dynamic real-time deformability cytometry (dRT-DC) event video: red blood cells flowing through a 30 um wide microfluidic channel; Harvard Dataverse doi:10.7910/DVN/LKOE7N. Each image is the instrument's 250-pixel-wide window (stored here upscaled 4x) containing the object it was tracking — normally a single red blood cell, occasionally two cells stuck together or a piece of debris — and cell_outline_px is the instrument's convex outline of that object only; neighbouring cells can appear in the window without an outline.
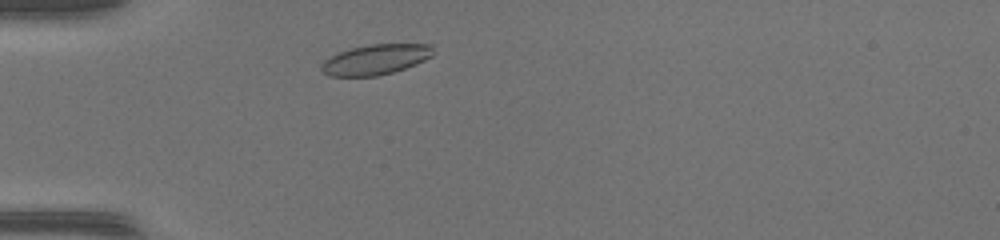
{"species": "common noctule bat (a hibernating species)", "species_latin": "Nyctalus noctula", "temperature_condition": "warm", "stored_images_in_passage": 39, "camera_frame_rate_fps": 3000, "um_per_image_px": 0.085, "animal": {"sex": "female", "body_mass_g": 17.0, "forearm_length_mm": 48.0}, "frame": {"image": 1, "passage_image": 4, "time_ms": 1.0, "image_size_px": [1000, 240], "cell_outline_px": [[432, 56], [416, 64], [392, 72], [376, 76], [328, 76], [320, 72], [320, 64], [324, 60], [340, 52], [352, 48], [372, 44], [432, 44]], "centroid_in_image_um": [31.89, 5.07], "position_along_channel_um": 53.1, "area_um2": 19.59}}
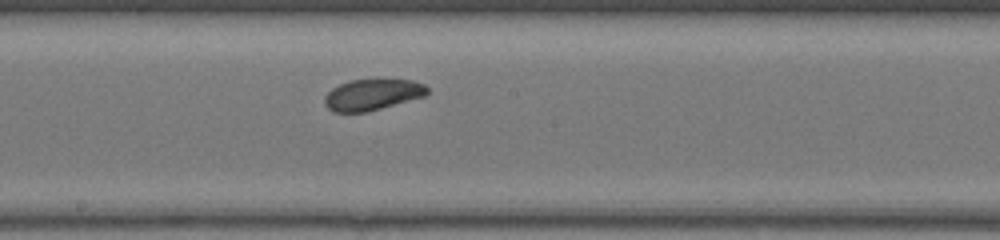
{"frame": {"image": 2, "passage_image": 17, "time_ms": 5.333, "image_size_px": [1000, 240], "cell_outline_px": [[428, 92], [424, 96], [380, 108], [364, 112], [332, 112], [324, 104], [324, 96], [332, 88], [348, 80], [412, 80], [424, 84], [428, 88]], "centroid_in_image_um": [31.61, 8.04], "position_along_channel_um": 216.6, "area_um2": 18.38}}
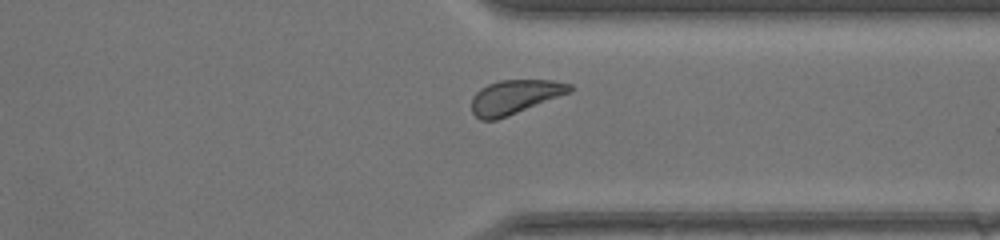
{"frame": {"image": 3, "passage_image": 28, "time_ms": 9.0, "image_size_px": [1000, 240], "cell_outline_px": [[576, 88], [572, 92], [508, 116], [496, 120], [480, 120], [472, 112], [472, 96], [480, 88], [488, 84], [500, 80], [552, 80], [572, 84]], "centroid_in_image_um": [43.79, 8.23], "position_along_channel_um": 367.6, "area_um2": 19.71}, "authors_computed_cell_mechanics": {"area_um2": 19.7098, "velocity_mm_per_s": 4.1231, "shape_relaxation_time_tau1_ms": 1.9223, "shape_relaxation_time_tau2_ms": 7.0539, "deformation_change_tau1": 0.081, "deformation_change_tau2": 0.131}}